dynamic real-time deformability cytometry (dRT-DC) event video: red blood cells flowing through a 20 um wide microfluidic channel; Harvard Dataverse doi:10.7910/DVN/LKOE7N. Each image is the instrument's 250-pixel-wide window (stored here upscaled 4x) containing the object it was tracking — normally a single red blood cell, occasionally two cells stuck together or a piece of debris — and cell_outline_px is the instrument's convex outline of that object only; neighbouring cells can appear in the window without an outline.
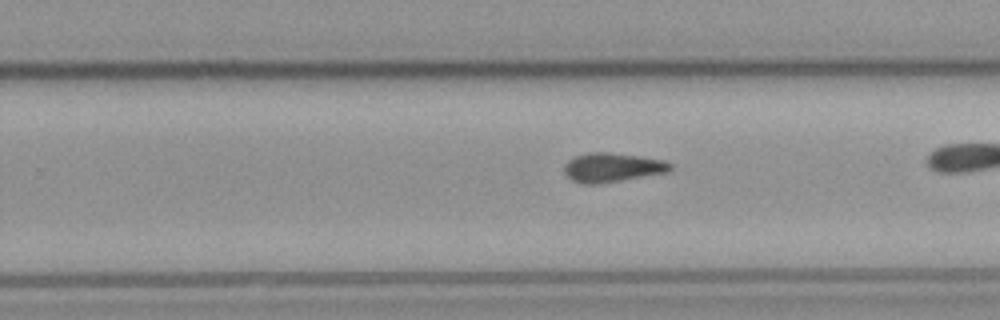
{"species": "common noctule bat (a hibernating species)", "species_latin": "Nyctalus noctula", "temperature_condition": "cold", "stored_images_in_passage": 31, "camera_frame_rate_fps": 3000, "um_per_image_px": 0.085, "animal": {"sex": "male", "body_mass_g": 23.1, "forearm_length_mm": 52.7}, "frame": {"image": 1, "passage_image": 22, "time_ms": 7.0, "image_size_px": [1000, 320], "cell_outline_px": [[672, 172], [600, 184], [584, 184], [572, 180], [564, 172], [564, 164], [568, 160], [576, 156], [588, 152], [608, 152], [640, 156], [664, 160], [672, 164]], "centroid_in_image_um": [52.08, 14.24], "position_along_channel_um": 277.7, "area_um2": 18.32}}